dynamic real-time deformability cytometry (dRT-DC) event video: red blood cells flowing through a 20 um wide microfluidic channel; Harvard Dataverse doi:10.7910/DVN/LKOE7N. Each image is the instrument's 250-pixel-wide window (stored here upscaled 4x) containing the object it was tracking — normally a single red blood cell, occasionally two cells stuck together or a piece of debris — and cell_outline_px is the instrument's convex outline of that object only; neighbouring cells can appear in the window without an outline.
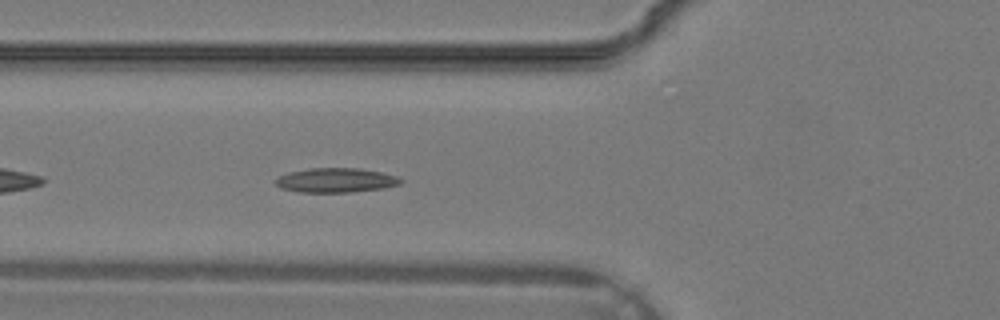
{"species": "common noctule bat (a hibernating species)", "species_latin": "Nyctalus noctula", "temperature_condition": "warm", "stored_images_in_passage": 32, "camera_frame_rate_fps": 3000, "um_per_image_px": 0.085, "animal": {"sex": "male", "body_mass_g": 19.2, "forearm_length_mm": 51.8}, "frame": {"image": 1, "passage_image": 10, "time_ms": 3.0, "image_size_px": [1000, 320], "cell_outline_px": [[404, 180], [400, 184], [384, 188], [352, 192], [300, 192], [280, 188], [272, 180], [276, 176], [288, 172], [308, 168], [360, 168], [380, 172], [396, 176]], "centroid_in_image_um": [28.49, 15.32], "position_along_channel_um": 97.3, "area_um2": 18.03}}
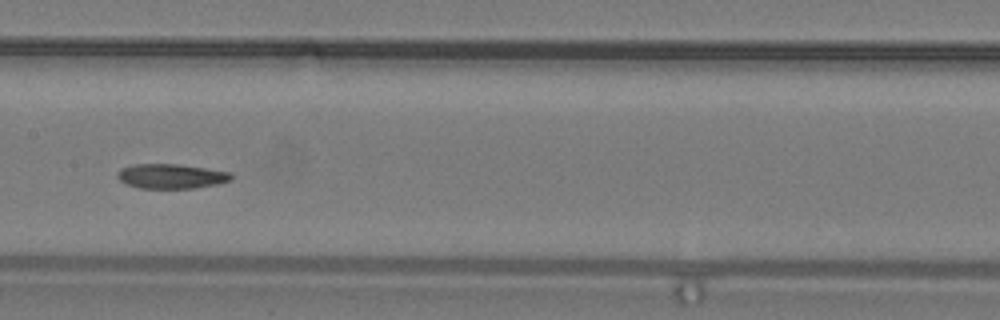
{"frame": {"image": 2, "passage_image": 15, "time_ms": 4.667, "image_size_px": [1000, 320], "cell_outline_px": [[232, 180], [216, 184], [196, 188], [140, 188], [128, 184], [120, 180], [116, 176], [116, 172], [120, 168], [132, 164], [176, 164], [204, 168], [228, 172], [232, 176]], "centroid_in_image_um": [14.5, 14.97], "position_along_channel_um": 192.9, "area_um2": 16.24}}
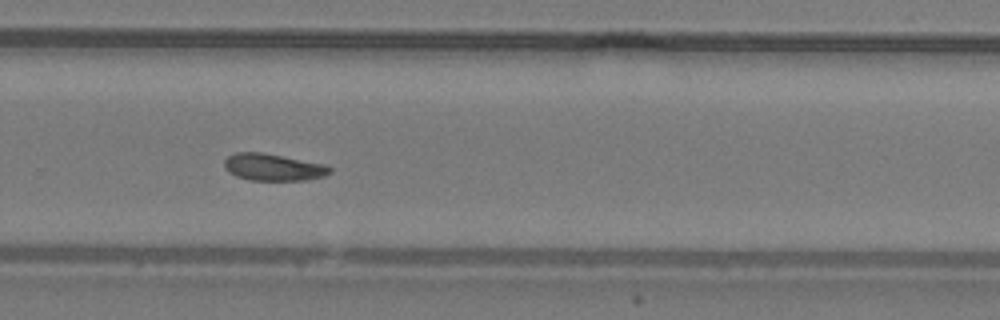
{"frame": {"image": 3, "passage_image": 21, "time_ms": 6.667, "image_size_px": [1000, 320], "cell_outline_px": [[332, 172], [324, 176], [304, 180], [252, 180], [236, 176], [228, 172], [224, 168], [224, 160], [228, 156], [236, 152], [260, 152], [324, 164], [332, 168]], "centroid_in_image_um": [23.2, 14.21], "position_along_channel_um": 306.6, "area_um2": 16.47}}